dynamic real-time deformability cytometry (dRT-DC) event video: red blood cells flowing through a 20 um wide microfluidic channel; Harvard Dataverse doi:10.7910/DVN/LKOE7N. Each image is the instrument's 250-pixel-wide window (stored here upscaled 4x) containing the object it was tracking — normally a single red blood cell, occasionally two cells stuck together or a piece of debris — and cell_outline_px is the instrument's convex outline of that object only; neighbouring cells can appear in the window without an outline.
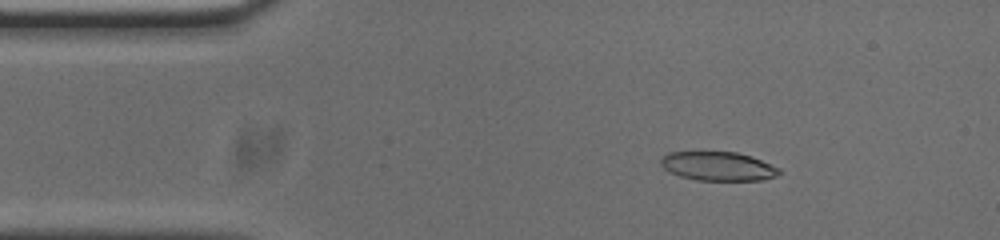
{"species": "common noctule bat (a hibernating species)", "species_latin": "Nyctalus noctula", "temperature_condition": "cold", "stored_images_in_passage": 51, "camera_frame_rate_fps": 3000, "um_per_image_px": 0.085, "animal": {"sex": "male", "body_mass_g": 20.0, "forearm_length_mm": 53.3}, "frame": {"image": 1, "passage_image": 6, "time_ms": 1.667, "image_size_px": [1000, 240], "cell_outline_px": [[780, 172], [776, 176], [764, 180], [696, 180], [680, 176], [668, 172], [660, 164], [660, 160], [668, 152], [736, 152], [752, 156], [780, 168]], "centroid_in_image_um": [61.03, 14.13], "position_along_channel_um": 24.0, "area_um2": 20.0}}
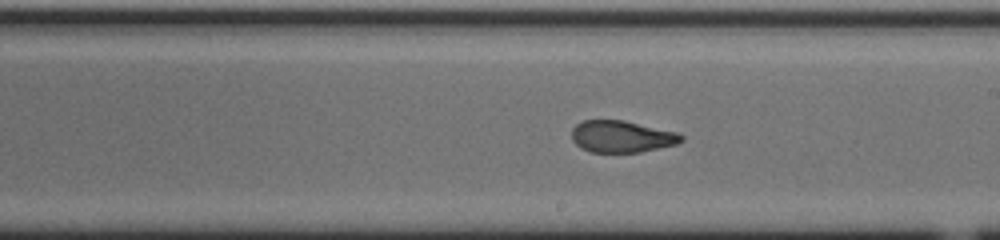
{"frame": {"image": 2, "passage_image": 27, "time_ms": 8.667, "image_size_px": [1000, 240], "cell_outline_px": [[684, 140], [676, 144], [640, 152], [592, 152], [580, 148], [572, 140], [572, 128], [576, 124], [584, 120], [624, 120], [676, 132], [684, 136]], "centroid_in_image_um": [52.83, 11.6], "position_along_channel_um": 236.2, "area_um2": 20.29}}
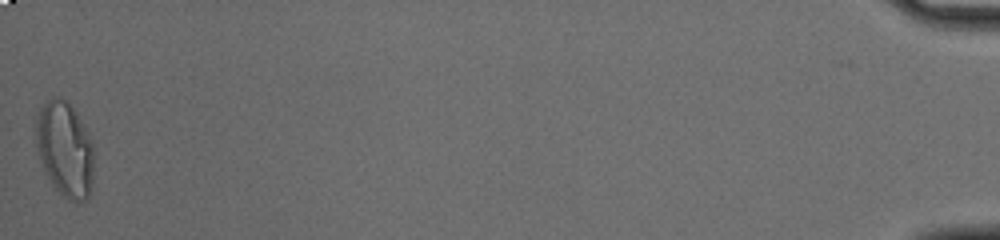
{"frame": {"image": 3, "passage_image": 51, "time_ms": 16.667, "image_size_px": [1000, 240], "cell_outline_px": [[92, 184], [88, 196], [84, 200], [68, 200], [56, 188], [48, 176], [40, 160], [36, 148], [36, 116], [40, 108], [52, 96], [60, 96], [76, 112], [92, 144]], "centroid_in_image_um": [5.48, 12.65], "position_along_channel_um": 429.7, "area_um2": 31.39}, "authors_computed_cell_mechanics": {"area_um2": 20.9814, "velocity_mm_per_s": 3.7832, "shape_relaxation_time_tau1_ms": 8.4502, "shape_relaxation_time_tau2_ms": 1.147, "deformation_change_tau1": 0.2847, "deformation_change_tau2": 0.0784}}